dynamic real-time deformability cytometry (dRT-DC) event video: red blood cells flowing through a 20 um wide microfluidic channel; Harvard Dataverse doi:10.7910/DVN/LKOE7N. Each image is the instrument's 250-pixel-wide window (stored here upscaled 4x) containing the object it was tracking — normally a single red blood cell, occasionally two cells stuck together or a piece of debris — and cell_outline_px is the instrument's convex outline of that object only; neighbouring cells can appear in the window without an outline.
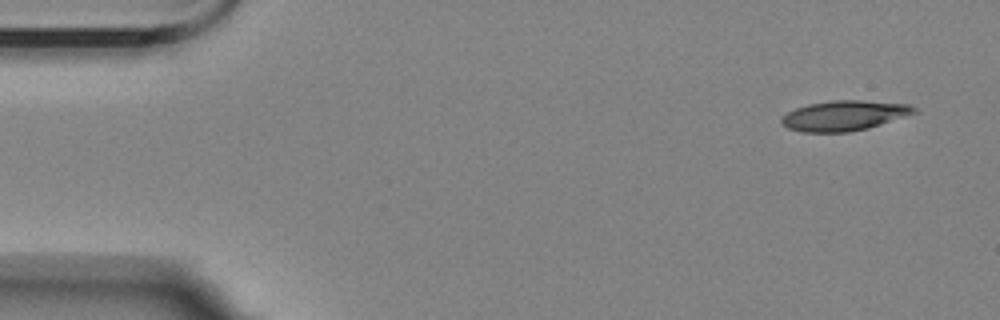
{"species": "Egyptian fruit bat (a non-hibernating species)", "species_latin": "Rousettus aegyptiacus", "temperature_condition": "room temperature", "stored_images_in_passage": 4, "camera_frame_rate_fps": 3000, "um_per_image_px": 0.085, "animal": {"sex": "female"}, "frame": {"image": 1, "passage_image": 1, "time_ms": 0.0, "image_size_px": [1000, 320], "cell_outline_px": [[920, 112], [868, 128], [848, 132], [800, 132], [788, 128], [780, 124], [780, 120], [788, 112], [796, 108], [808, 104], [832, 100], [860, 100], [908, 104], [916, 108]], "centroid_in_image_um": [71.77, 9.83], "position_along_channel_um": 13.2, "area_um2": 23.35}}